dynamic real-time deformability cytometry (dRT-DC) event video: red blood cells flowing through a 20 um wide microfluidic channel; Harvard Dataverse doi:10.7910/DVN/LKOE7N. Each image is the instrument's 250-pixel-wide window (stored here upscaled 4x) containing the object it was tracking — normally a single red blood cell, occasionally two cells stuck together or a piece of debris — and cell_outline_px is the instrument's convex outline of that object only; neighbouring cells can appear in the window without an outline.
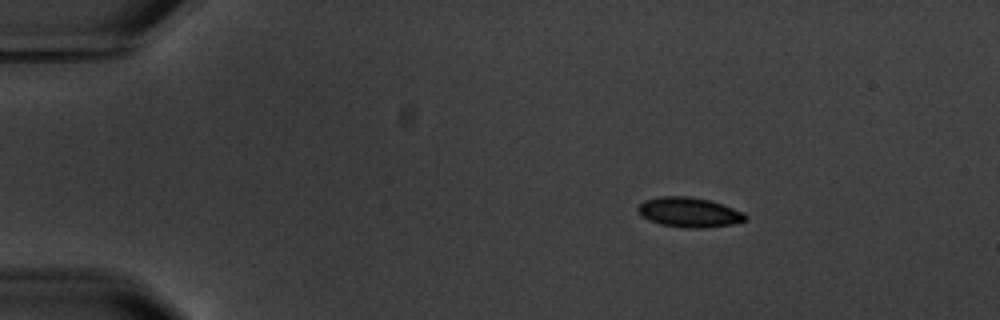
{"species": "common noctule bat (a hibernating species)", "species_latin": "Nyctalus noctula", "temperature_condition": "warm", "stored_images_in_passage": 5, "camera_frame_rate_fps": 3000, "um_per_image_px": 0.085, "animal": {"sex": "male", "body_mass_g": 20.1, "forearm_length_mm": 53.5}, "frame": {"image": 1, "passage_image": 2, "time_ms": 1.333, "image_size_px": [1000, 320], "cell_outline_px": [[748, 220], [732, 224], [704, 228], [688, 228], [660, 224], [648, 220], [640, 216], [636, 208], [644, 200], [660, 196], [688, 196], [708, 200], [744, 212], [748, 216]], "centroid_in_image_um": [58.55, 18.05], "position_along_channel_um": 26.4, "area_um2": 18.73}}